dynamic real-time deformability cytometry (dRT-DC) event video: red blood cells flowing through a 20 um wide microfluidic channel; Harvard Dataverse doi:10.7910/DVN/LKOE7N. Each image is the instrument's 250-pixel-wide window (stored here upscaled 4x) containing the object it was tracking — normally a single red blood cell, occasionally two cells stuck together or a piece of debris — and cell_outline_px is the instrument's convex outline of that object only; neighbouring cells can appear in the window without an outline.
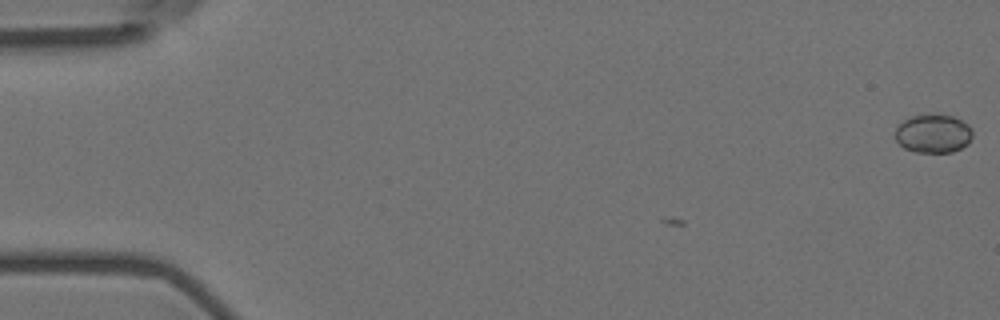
{"species": "Egyptian fruit bat (a non-hibernating species)", "species_latin": "Rousettus aegyptiacus", "temperature_condition": "room temperature", "stored_images_in_passage": 9, "camera_frame_rate_fps": 3000, "um_per_image_px": 0.085, "animal": {"sex": "female"}, "frame": {"image": 1, "passage_image": 1, "time_ms": 0.0, "image_size_px": [1000, 320], "cell_outline_px": [[972, 136], [968, 144], [952, 152], [916, 152], [904, 148], [896, 140], [896, 128], [904, 120], [912, 116], [952, 116], [968, 124], [972, 128]], "centroid_in_image_um": [79.34, 11.38], "position_along_channel_um": 5.7, "area_um2": 16.99}}